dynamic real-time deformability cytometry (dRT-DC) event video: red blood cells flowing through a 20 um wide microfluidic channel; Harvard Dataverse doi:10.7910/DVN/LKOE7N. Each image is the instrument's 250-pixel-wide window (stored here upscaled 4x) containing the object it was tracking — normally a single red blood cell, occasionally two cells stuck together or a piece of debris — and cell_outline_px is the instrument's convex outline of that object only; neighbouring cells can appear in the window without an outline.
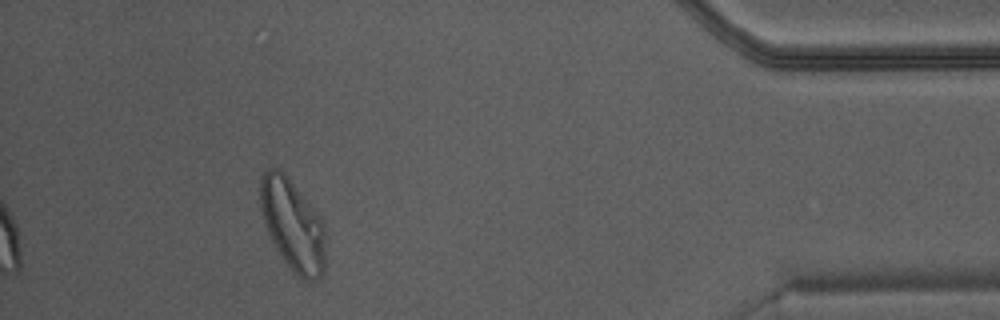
{"species": "Egyptian fruit bat (a non-hibernating species)", "species_latin": "Rousettus aegyptiacus", "temperature_condition": "warm", "stored_images_in_passage": 37, "camera_frame_rate_fps": 3000, "um_per_image_px": 0.085, "animal": {"sex": "male"}, "frame": {"image": 1, "passage_image": 32, "time_ms": 10.333, "image_size_px": [1000, 320], "cell_outline_px": [[324, 272], [320, 276], [312, 280], [300, 280], [284, 260], [276, 248], [268, 232], [260, 208], [260, 180], [264, 172], [268, 168], [276, 168], [292, 184], [320, 216], [324, 224]], "centroid_in_image_um": [24.87, 19.16], "position_along_channel_um": 410.3, "area_um2": 33.87}}